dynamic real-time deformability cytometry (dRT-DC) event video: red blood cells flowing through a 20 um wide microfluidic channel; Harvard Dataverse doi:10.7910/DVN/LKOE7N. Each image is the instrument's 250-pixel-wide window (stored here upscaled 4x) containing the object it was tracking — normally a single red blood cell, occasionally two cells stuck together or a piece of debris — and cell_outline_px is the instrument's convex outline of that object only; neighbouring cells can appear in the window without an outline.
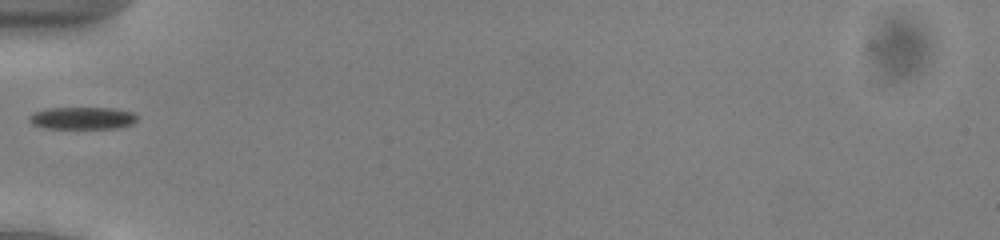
{"species": "common noctule bat (a hibernating species)", "species_latin": "Nyctalus noctula", "temperature_condition": "cold", "stored_images_in_passage": 35, "camera_frame_rate_fps": 3000, "um_per_image_px": 0.085, "animal": {"sex": "male", "body_mass_g": 13.0, "forearm_length_mm": 53.1}, "frame": {"image": 1, "passage_image": 1, "time_ms": 0.0, "image_size_px": [1000, 240], "cell_outline_px": [[136, 120], [132, 124], [116, 128], [44, 128], [32, 124], [28, 120], [28, 116], [36, 112], [48, 108], [116, 108], [132, 112], [136, 116]], "centroid_in_image_um": [6.99, 10.04], "position_along_channel_um": 78.0, "area_um2": 13.93}}
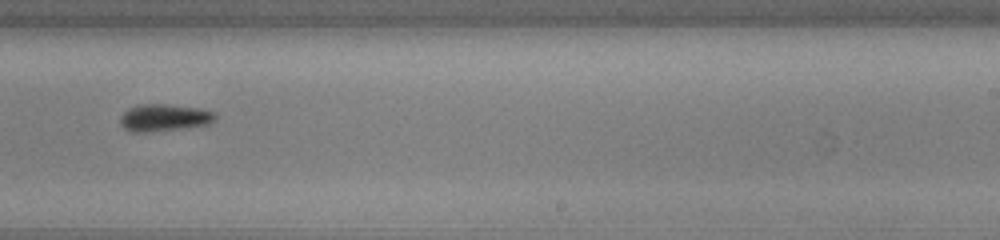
{"frame": {"image": 2, "passage_image": 16, "time_ms": 5.0, "image_size_px": [1000, 240], "cell_outline_px": [[216, 120], [208, 124], [184, 128], [144, 132], [132, 132], [124, 128], [120, 124], [120, 116], [128, 108], [140, 104], [164, 104], [200, 108], [216, 112]], "centroid_in_image_um": [13.96, 9.99], "position_along_channel_um": 275.0, "area_um2": 15.09}}
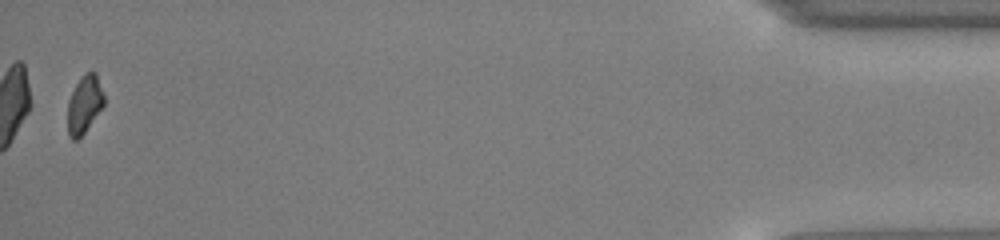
{"frame": {"image": 3, "passage_image": 34, "time_ms": 11.0, "image_size_px": [1000, 240], "cell_outline_px": [[104, 104], [84, 132], [76, 140], [72, 140], [68, 136], [68, 100], [76, 84], [84, 72], [96, 72], [104, 96]], "centroid_in_image_um": [7.16, 8.85], "position_along_channel_um": 428.0, "area_um2": 12.02}, "authors_computed_cell_mechanics": {"area_um2": 13.872, "velocity_mm_per_s": 3.9485, "shape_relaxation_time_tau1_ms": 1.6267, "shape_relaxation_time_tau2_ms": null, "deformation_change_tau1": 0.0971, "deformation_change_tau2": null}}